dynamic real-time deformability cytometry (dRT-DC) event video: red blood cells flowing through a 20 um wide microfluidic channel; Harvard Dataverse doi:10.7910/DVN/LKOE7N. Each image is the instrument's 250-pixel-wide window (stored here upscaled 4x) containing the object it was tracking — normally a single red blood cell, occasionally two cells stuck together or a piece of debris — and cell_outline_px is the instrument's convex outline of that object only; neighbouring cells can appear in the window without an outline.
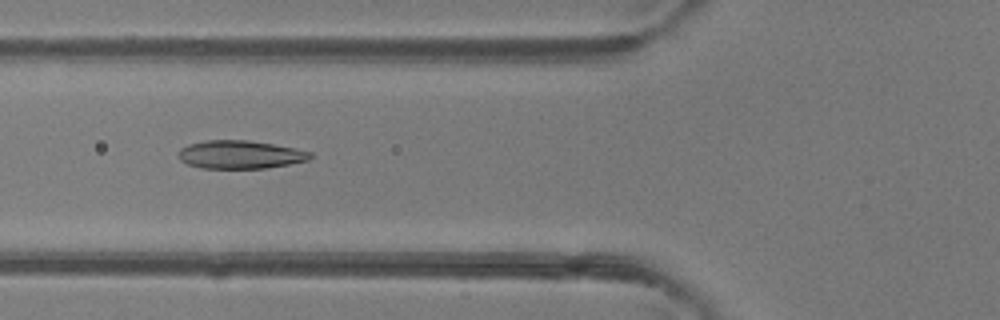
{"species": "common noctule bat (a hibernating species)", "species_latin": "Nyctalus noctula", "temperature_condition": "room temperature", "stored_images_in_passage": 47, "camera_frame_rate_fps": 3000, "um_per_image_px": 0.085, "animal": {"sex": "female"}, "frame": {"image": 1, "passage_image": 18, "time_ms": 5.667, "image_size_px": [1000, 320], "cell_outline_px": [[312, 156], [308, 160], [288, 164], [264, 168], [200, 168], [188, 164], [180, 160], [176, 156], [180, 148], [188, 144], [204, 140], [248, 140], [272, 144], [312, 152]], "centroid_in_image_um": [20.35, 13.13], "position_along_channel_um": 105.5, "area_um2": 21.62}}
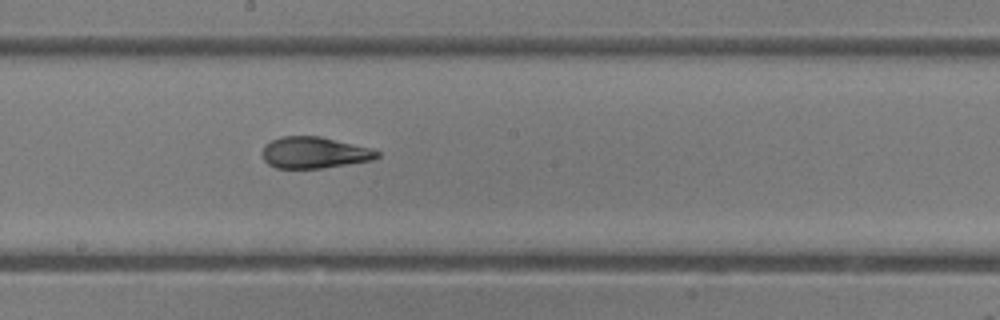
{"frame": {"image": 2, "passage_image": 26, "time_ms": 8.333, "image_size_px": [1000, 320], "cell_outline_px": [[380, 156], [372, 160], [320, 168], [276, 168], [268, 164], [264, 160], [260, 152], [264, 144], [280, 136], [320, 136], [372, 148], [380, 152]], "centroid_in_image_um": [26.68, 12.96], "position_along_channel_um": 221.5, "area_um2": 21.15}}
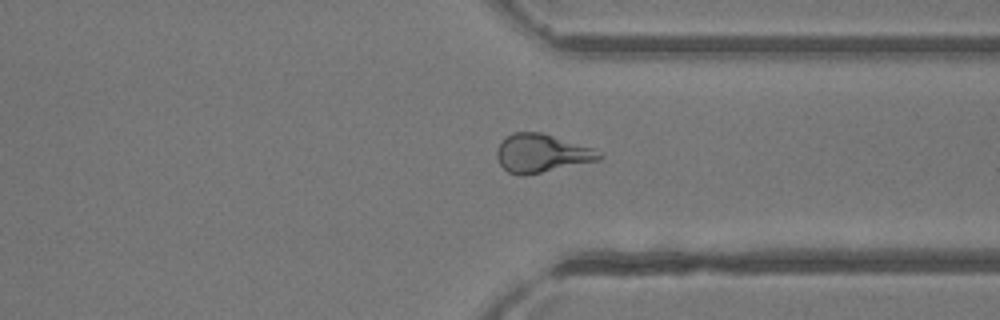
{"frame": {"image": 3, "passage_image": 36, "time_ms": 11.667, "image_size_px": [1000, 320], "cell_outline_px": [[604, 156], [600, 160], [524, 176], [520, 176], [508, 172], [500, 164], [496, 156], [496, 152], [500, 144], [512, 132], [540, 132], [592, 148], [600, 152]], "centroid_in_image_um": [46.04, 13.05], "position_along_channel_um": 365.4, "area_um2": 22.66}, "authors_computed_cell_mechanics": {"area_um2": 22.1374, "velocity_mm_per_s": 4.3308, "shape_relaxation_time_tau1_ms": 5.1817, "shape_relaxation_time_tau2_ms": 1.4091, "deformation_change_tau1": 0.176, "deformation_change_tau2": 0.0911}}